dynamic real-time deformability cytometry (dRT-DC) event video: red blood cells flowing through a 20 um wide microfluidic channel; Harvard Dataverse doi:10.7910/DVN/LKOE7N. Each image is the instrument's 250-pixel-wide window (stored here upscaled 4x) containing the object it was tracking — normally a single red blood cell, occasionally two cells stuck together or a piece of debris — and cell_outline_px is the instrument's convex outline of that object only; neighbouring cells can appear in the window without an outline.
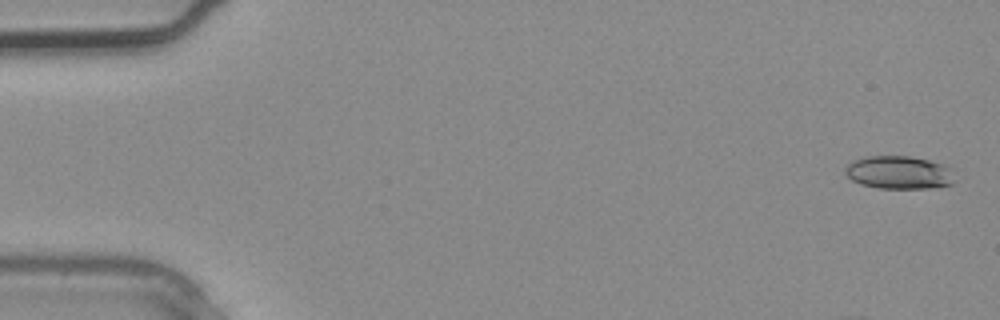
{"species": "common noctule bat (a hibernating species)", "species_latin": "Nyctalus noctula", "temperature_condition": "warm", "stored_images_in_passage": 5, "camera_frame_rate_fps": 3000, "um_per_image_px": 0.085, "animal": {"sex": "male", "body_mass_g": 20.4}, "frame": {"image": 1, "passage_image": 1, "time_ms": 0.0, "image_size_px": [1000, 320], "cell_outline_px": [[956, 180], [952, 184], [940, 188], [876, 188], [860, 184], [852, 180], [844, 172], [844, 168], [848, 164], [864, 156], [912, 156], [944, 164], [952, 168]], "centroid_in_image_um": [76.47, 14.67], "position_along_channel_um": 8.5, "area_um2": 21.5}}